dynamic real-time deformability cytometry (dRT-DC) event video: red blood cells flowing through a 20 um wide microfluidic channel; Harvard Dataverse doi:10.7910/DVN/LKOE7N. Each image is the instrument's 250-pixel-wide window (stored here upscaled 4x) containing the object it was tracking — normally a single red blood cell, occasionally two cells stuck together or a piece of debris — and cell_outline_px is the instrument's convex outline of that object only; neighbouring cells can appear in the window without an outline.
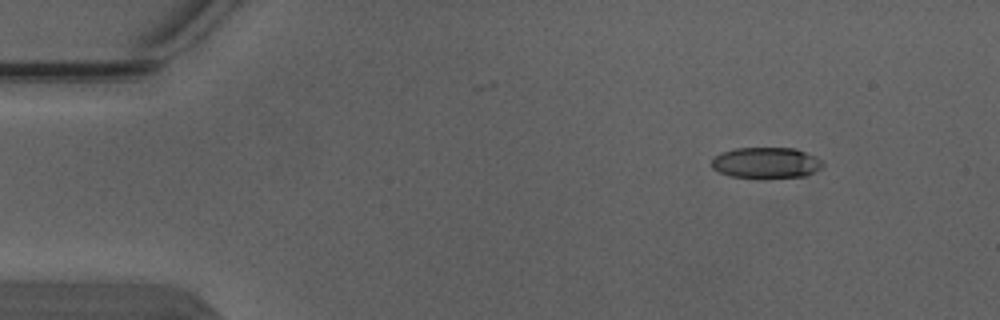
{"species": "Egyptian fruit bat (a non-hibernating species)", "species_latin": "Rousettus aegyptiacus", "temperature_condition": "warm", "stored_images_in_passage": 3, "camera_frame_rate_fps": 3000, "um_per_image_px": 0.085, "animal": {"sex": "male"}, "frame": {"image": 1, "passage_image": 1, "time_ms": 0.0, "image_size_px": [1000, 320], "cell_outline_px": [[824, 164], [820, 168], [804, 176], [732, 176], [720, 172], [712, 168], [712, 160], [720, 152], [736, 148], [796, 148], [816, 156], [824, 160]], "centroid_in_image_um": [65.14, 13.79], "position_along_channel_um": 19.9, "area_um2": 19.54}}